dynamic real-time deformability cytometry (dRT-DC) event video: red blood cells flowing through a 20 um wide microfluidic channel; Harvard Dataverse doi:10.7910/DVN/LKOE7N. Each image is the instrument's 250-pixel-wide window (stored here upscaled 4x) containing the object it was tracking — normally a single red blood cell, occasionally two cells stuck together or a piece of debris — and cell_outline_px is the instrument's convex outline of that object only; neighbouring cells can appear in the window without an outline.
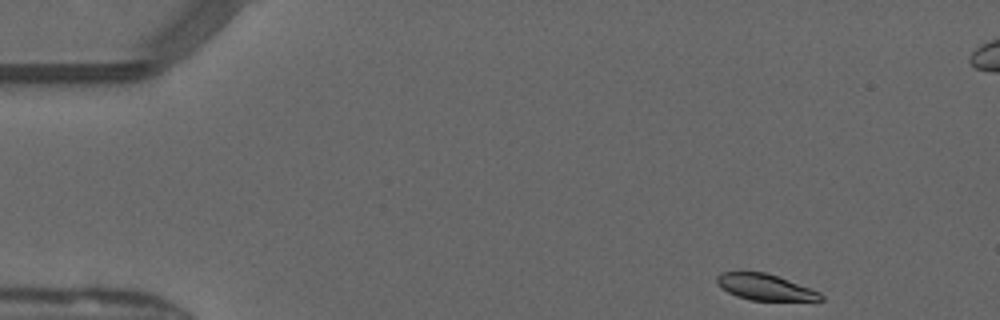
{"species": "common noctule bat (a hibernating species)", "species_latin": "Nyctalus noctula", "temperature_condition": "warm", "stored_images_in_passage": 47, "camera_frame_rate_fps": 3000, "um_per_image_px": 0.085, "animal": {"sex": "male", "forearm_length_mm": 52.5}, "frame": {"image": 1, "passage_image": 1, "time_ms": 0.0, "image_size_px": [1000, 320], "cell_outline_px": [[824, 300], [752, 300], [736, 296], [720, 288], [716, 284], [716, 276], [720, 272], [764, 272], [812, 288], [820, 292], [824, 296]], "centroid_in_image_um": [65.01, 24.4], "position_along_channel_um": 20.0, "area_um2": 15.78}}
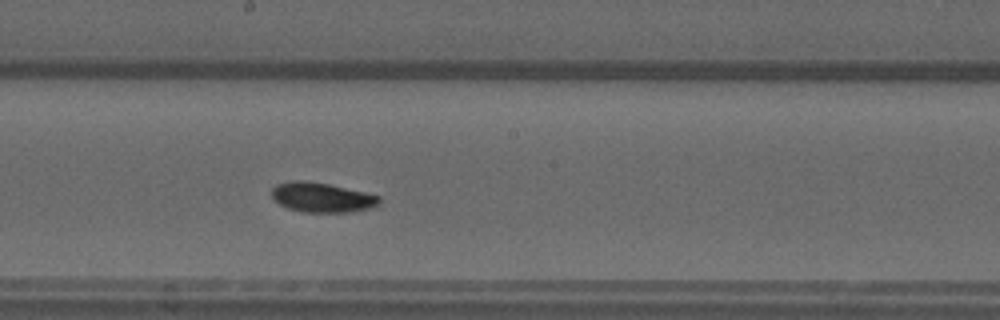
{"frame": {"image": 2, "passage_image": 23, "time_ms": 7.333, "image_size_px": [1000, 320], "cell_outline_px": [[380, 204], [368, 208], [352, 212], [304, 212], [288, 208], [280, 204], [272, 196], [272, 188], [276, 184], [292, 180], [304, 180], [328, 184], [364, 192], [380, 196]], "centroid_in_image_um": [27.35, 16.77], "position_along_channel_um": 220.8, "area_um2": 18.5}}
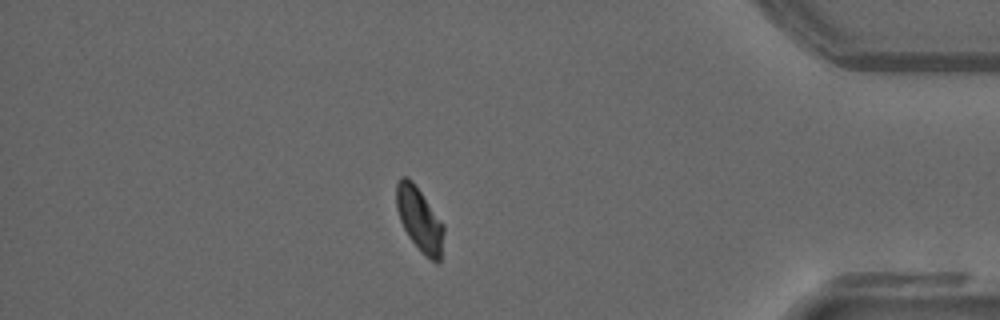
{"frame": {"image": 3, "passage_image": 39, "time_ms": 12.667, "image_size_px": [1000, 320], "cell_outline_px": [[444, 232], [440, 260], [436, 264], [408, 236], [400, 220], [396, 208], [396, 184], [400, 176], [408, 176], [412, 180], [444, 224]], "centroid_in_image_um": [35.64, 18.58], "position_along_channel_um": 399.6, "area_um2": 17.4}, "authors_computed_cell_mechanics": {"area_um2": 18.1492, "velocity_mm_per_s": 4.061, "shape_relaxation_time_tau1_ms": 6.0147, "shape_relaxation_time_tau2_ms": 2.1967, "deformation_change_tau1": 0.1681, "deformation_change_tau2": 0.0497}}